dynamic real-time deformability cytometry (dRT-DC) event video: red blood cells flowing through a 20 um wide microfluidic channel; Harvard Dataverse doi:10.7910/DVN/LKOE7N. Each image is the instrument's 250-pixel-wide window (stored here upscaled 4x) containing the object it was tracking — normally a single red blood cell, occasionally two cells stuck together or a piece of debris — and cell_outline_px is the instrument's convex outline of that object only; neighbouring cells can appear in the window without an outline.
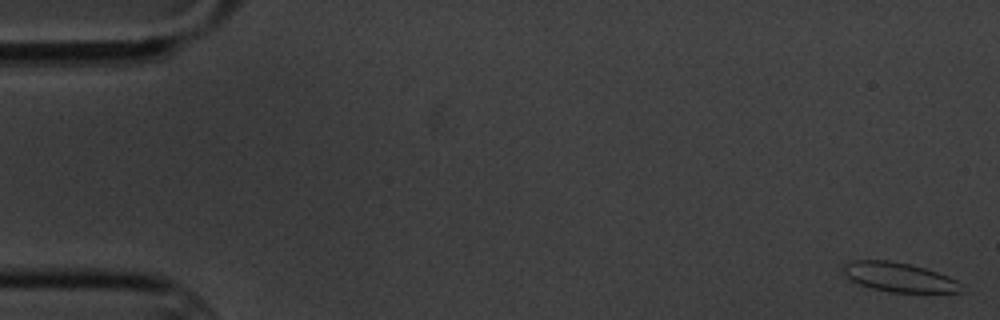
{"species": "common noctule bat (a hibernating species)", "species_latin": "Nyctalus noctula", "temperature_condition": "cold", "stored_images_in_passage": 6, "camera_frame_rate_fps": 3000, "um_per_image_px": 0.085, "animal": {"sex": "male", "body_mass_g": 20.1, "forearm_length_mm": 53.5}, "frame": {"image": 1, "passage_image": 1, "time_ms": 0.0, "image_size_px": [1000, 320], "cell_outline_px": [[960, 292], [888, 292], [872, 288], [860, 284], [844, 276], [840, 268], [844, 264], [852, 260], [888, 260], [908, 264], [924, 268], [948, 276], [956, 280], [960, 284]], "centroid_in_image_um": [76.33, 23.55], "position_along_channel_um": 8.7, "area_um2": 20.0}}
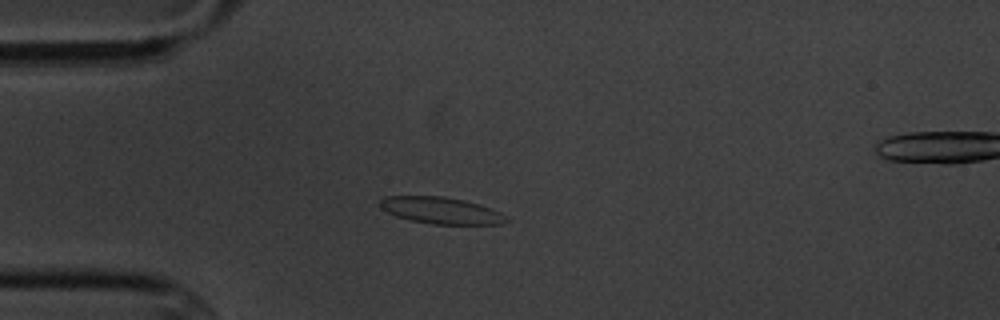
{"frame": {"image": 2, "passage_image": 5, "time_ms": 4.667, "image_size_px": [1000, 320], "cell_outline_px": [[512, 220], [500, 224], [432, 224], [408, 220], [396, 216], [380, 208], [380, 200], [384, 196], [444, 196], [464, 200], [480, 204], [492, 208], [508, 216]], "centroid_in_image_um": [37.52, 17.89], "position_along_channel_um": 47.5, "area_um2": 19.88}}